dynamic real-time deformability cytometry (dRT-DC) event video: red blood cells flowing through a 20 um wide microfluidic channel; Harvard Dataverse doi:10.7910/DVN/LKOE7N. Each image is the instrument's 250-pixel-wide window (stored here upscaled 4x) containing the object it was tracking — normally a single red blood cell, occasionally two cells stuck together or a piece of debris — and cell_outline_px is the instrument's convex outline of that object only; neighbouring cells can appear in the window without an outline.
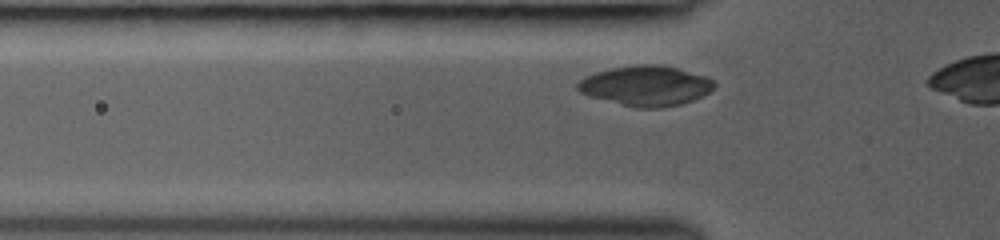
{"species": "common noctule bat (a hibernating species)", "species_latin": "Nyctalus noctula", "temperature_condition": "room temperature", "stored_images_in_passage": 11, "camera_frame_rate_fps": 3000, "um_per_image_px": 0.085, "animal": {"sex": "female", "body_mass_g": 19.0, "forearm_length_mm": 53.3}, "frame": {"image": 1, "passage_image": 8, "time_ms": 3.0, "image_size_px": [1000, 240], "cell_outline_px": [[716, 84], [708, 92], [692, 100], [680, 104], [660, 108], [636, 108], [588, 96], [580, 92], [576, 88], [576, 84], [584, 76], [596, 72], [612, 68], [636, 64], [660, 64], [676, 68], [704, 76], [712, 80]], "centroid_in_image_um": [54.84, 7.29], "position_along_channel_um": 71.0, "area_um2": 31.73}}